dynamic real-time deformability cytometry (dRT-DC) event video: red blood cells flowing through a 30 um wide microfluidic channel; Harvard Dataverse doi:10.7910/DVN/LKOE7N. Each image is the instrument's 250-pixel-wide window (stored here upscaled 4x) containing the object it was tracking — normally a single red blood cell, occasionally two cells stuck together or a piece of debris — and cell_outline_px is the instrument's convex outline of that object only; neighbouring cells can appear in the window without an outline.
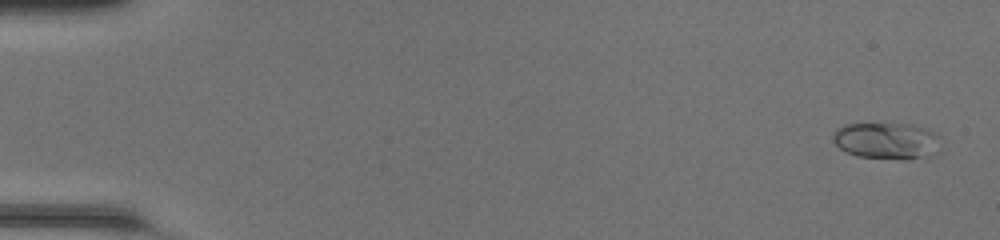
{"species": "common noctule bat (a hibernating species)", "species_latin": "Nyctalus noctula", "temperature_condition": "room temperature", "stored_images_in_passage": 48, "camera_frame_rate_fps": 3000, "um_per_image_px": 0.085, "animal": {"sex": "female", "body_mass_g": 20.0, "forearm_length_mm": 54.0}, "frame": {"image": 1, "passage_image": 1, "time_ms": 0.0, "image_size_px": [1000, 240], "cell_outline_px": [[940, 136], [936, 152], [932, 156], [856, 156], [844, 152], [832, 140], [832, 136], [836, 128], [844, 124], [912, 124], [924, 128]], "centroid_in_image_um": [75.3, 11.91], "position_along_channel_um": 9.7, "area_um2": 22.08}}
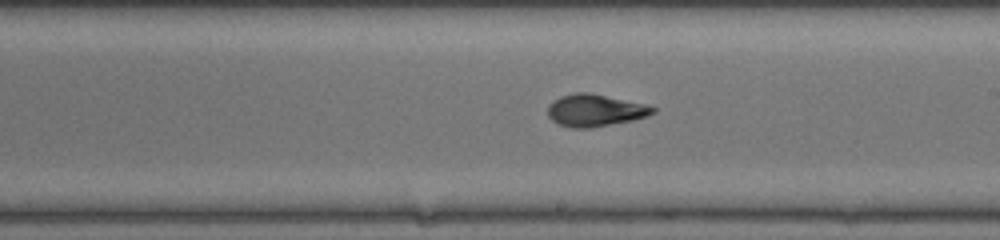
{"frame": {"image": 2, "passage_image": 28, "time_ms": 9.0, "image_size_px": [1000, 240], "cell_outline_px": [[656, 112], [648, 116], [632, 120], [588, 128], [572, 128], [560, 124], [552, 120], [548, 116], [548, 104], [552, 100], [560, 96], [576, 92], [588, 92], [644, 104], [656, 108]], "centroid_in_image_um": [50.55, 9.37], "position_along_channel_um": 238.4, "area_um2": 19.54}}
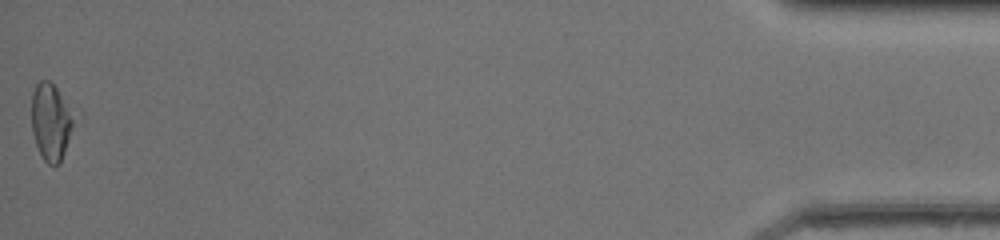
{"frame": {"image": 3, "passage_image": 48, "time_ms": 15.667, "image_size_px": [1000, 240], "cell_outline_px": [[72, 124], [64, 152], [60, 164], [48, 164], [44, 160], [36, 144], [32, 132], [32, 92], [36, 84], [40, 80], [48, 80], [56, 88], [72, 120]], "centroid_in_image_um": [4.24, 10.38], "position_along_channel_um": 431.0, "area_um2": 17.8}, "authors_computed_cell_mechanics": {"area_um2": 18.9006, "velocity_mm_per_s": 4.3032, "shape_relaxation_time_tau1_ms": 5.7933, "shape_relaxation_time_tau2_ms": 0.7514, "deformation_change_tau1": 0.2412, "deformation_change_tau2": 0.0602}}